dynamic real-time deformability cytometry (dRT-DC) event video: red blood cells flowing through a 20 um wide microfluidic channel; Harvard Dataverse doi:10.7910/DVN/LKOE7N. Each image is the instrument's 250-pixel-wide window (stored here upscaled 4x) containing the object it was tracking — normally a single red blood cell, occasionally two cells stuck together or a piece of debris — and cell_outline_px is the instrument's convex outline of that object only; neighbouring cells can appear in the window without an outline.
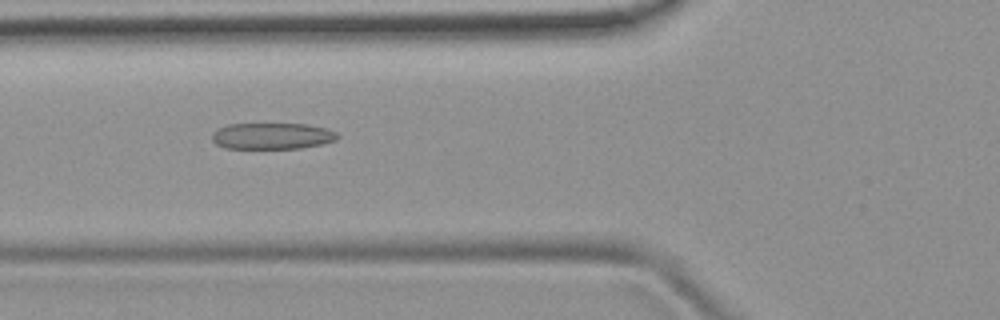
{"species": "common noctule bat (a hibernating species)", "species_latin": "Nyctalus noctula", "temperature_condition": "room temperature", "stored_images_in_passage": 39, "camera_frame_rate_fps": 3000, "um_per_image_px": 0.085, "animal": {"sex": "female", "body_mass_g": 19.9}, "frame": {"image": 1, "passage_image": 6, "time_ms": 1.667, "image_size_px": [1000, 320], "cell_outline_px": [[340, 136], [336, 140], [320, 144], [300, 148], [224, 148], [216, 144], [212, 140], [212, 132], [216, 128], [228, 124], [308, 124], [324, 128], [336, 132]], "centroid_in_image_um": [23.09, 11.55], "position_along_channel_um": 102.7, "area_um2": 19.25}}
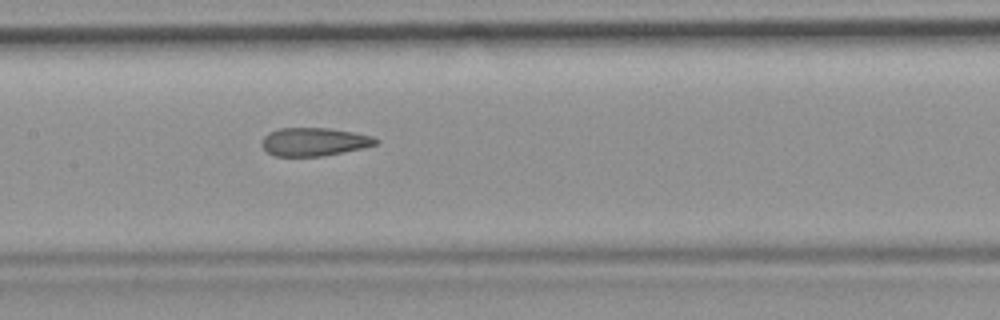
{"frame": {"image": 2, "passage_image": 12, "time_ms": 3.667, "image_size_px": [1000, 320], "cell_outline_px": [[380, 140], [376, 144], [364, 148], [324, 156], [276, 156], [268, 152], [260, 144], [264, 136], [268, 132], [280, 128], [328, 128], [352, 132], [372, 136]], "centroid_in_image_um": [26.7, 12.05], "position_along_channel_um": 180.7, "area_um2": 18.79}}
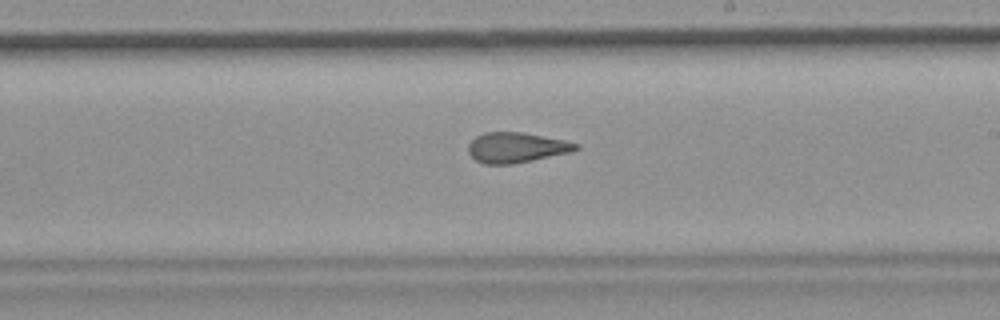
{"frame": {"image": 3, "passage_image": 17, "time_ms": 5.333, "image_size_px": [1000, 320], "cell_outline_px": [[580, 148], [572, 152], [512, 164], [484, 164], [476, 160], [468, 152], [468, 144], [476, 136], [484, 132], [524, 132], [564, 140], [580, 144]], "centroid_in_image_um": [43.9, 12.53], "position_along_channel_um": 245.1, "area_um2": 19.02}, "authors_computed_cell_mechanics": {"area_um2": 19.5364, "velocity_mm_per_s": 3.8894, "shape_relaxation_time_tau1_ms": null, "shape_relaxation_time_tau2_ms": 1.8122, "deformation_change_tau1": null, "deformation_change_tau2": 0.1018}}